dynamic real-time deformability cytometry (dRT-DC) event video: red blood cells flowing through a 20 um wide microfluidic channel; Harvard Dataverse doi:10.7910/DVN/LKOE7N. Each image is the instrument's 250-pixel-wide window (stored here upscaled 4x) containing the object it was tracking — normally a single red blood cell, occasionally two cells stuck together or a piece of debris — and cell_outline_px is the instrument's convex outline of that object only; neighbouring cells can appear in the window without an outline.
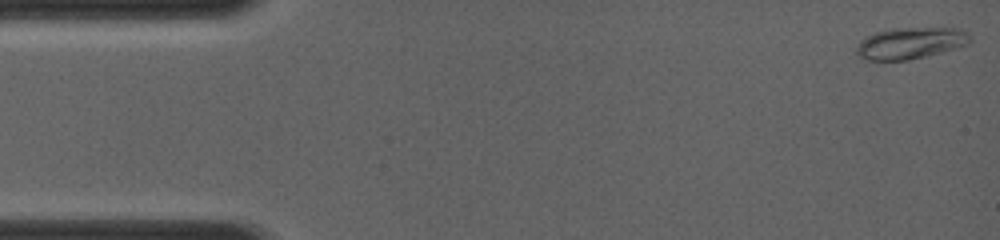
{"species": "common noctule bat (a hibernating species)", "species_latin": "Nyctalus noctula", "temperature_condition": "room temperature", "stored_images_in_passage": 11, "camera_frame_rate_fps": 4000, "um_per_image_px": 0.085, "animal": {"sex": "female", "body_mass_g": 19.0, "forearm_length_mm": 56.7}, "frame": {"image": 1, "passage_image": 1, "time_ms": 0.0, "image_size_px": [1000, 240], "cell_outline_px": [[972, 40], [968, 44], [956, 48], [928, 56], [908, 60], [864, 60], [856, 56], [856, 48], [860, 40], [864, 36], [876, 32], [892, 28], [960, 28], [968, 32], [972, 36]], "centroid_in_image_um": [77.38, 3.67], "position_along_channel_um": 7.6, "area_um2": 21.27}}
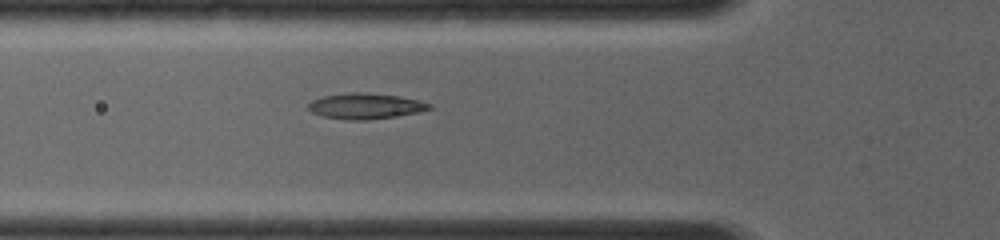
{"frame": {"image": 2, "passage_image": 8, "time_ms": 4.5, "image_size_px": [1000, 240], "cell_outline_px": [[432, 108], [416, 112], [396, 116], [364, 120], [352, 120], [324, 116], [312, 112], [308, 108], [308, 104], [312, 100], [324, 96], [348, 92], [360, 92], [396, 96], [416, 100], [432, 104]], "centroid_in_image_um": [31.03, 9.01], "position_along_channel_um": 94.8, "area_um2": 17.69}}
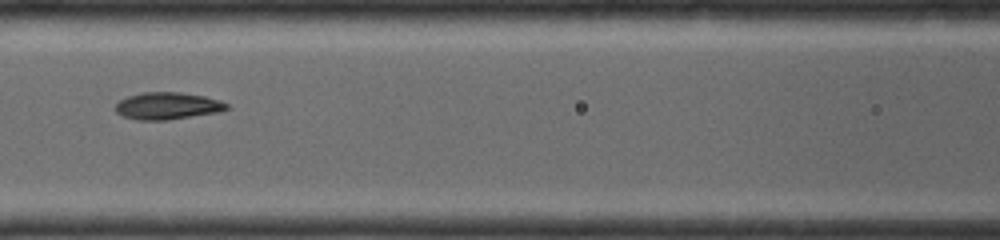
{"frame": {"image": 3, "passage_image": 10, "time_ms": 5.75, "image_size_px": [1000, 240], "cell_outline_px": [[228, 108], [220, 112], [168, 120], [136, 120], [124, 116], [116, 112], [116, 104], [120, 100], [128, 96], [144, 92], [180, 92], [204, 96], [220, 100], [228, 104]], "centroid_in_image_um": [14.25, 9.0], "position_along_channel_um": 152.3, "area_um2": 17.57}}